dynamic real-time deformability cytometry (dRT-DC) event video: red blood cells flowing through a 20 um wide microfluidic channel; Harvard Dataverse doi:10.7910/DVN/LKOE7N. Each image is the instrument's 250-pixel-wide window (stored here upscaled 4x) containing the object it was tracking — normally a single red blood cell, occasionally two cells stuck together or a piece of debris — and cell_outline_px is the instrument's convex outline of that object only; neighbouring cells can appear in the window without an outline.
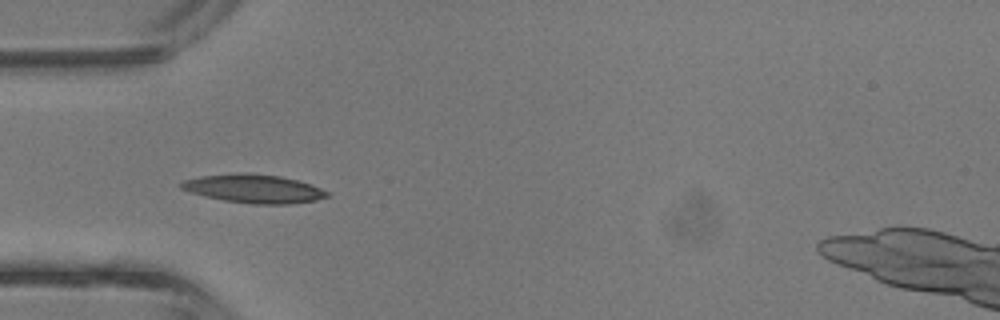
{"species": "common noctule bat (a hibernating species)", "species_latin": "Nyctalus noctula", "temperature_condition": "room temperature", "stored_images_in_passage": 34, "segment_of_instrument_passage": [1, 2], "camera_frame_rate_fps": 3000, "um_per_image_px": 0.085, "animal": {"sex": "male", "body_mass_g": 13.3}, "frame": {"image": 1, "passage_image": 4, "time_ms": 1.0, "image_size_px": [1000, 320], "cell_outline_px": [[332, 196], [316, 200], [292, 204], [256, 204], [224, 200], [204, 196], [180, 188], [180, 184], [184, 180], [200, 176], [244, 172], [280, 176], [312, 184], [328, 192]], "centroid_in_image_um": [21.61, 16.04], "position_along_channel_um": 63.4, "area_um2": 24.22}}
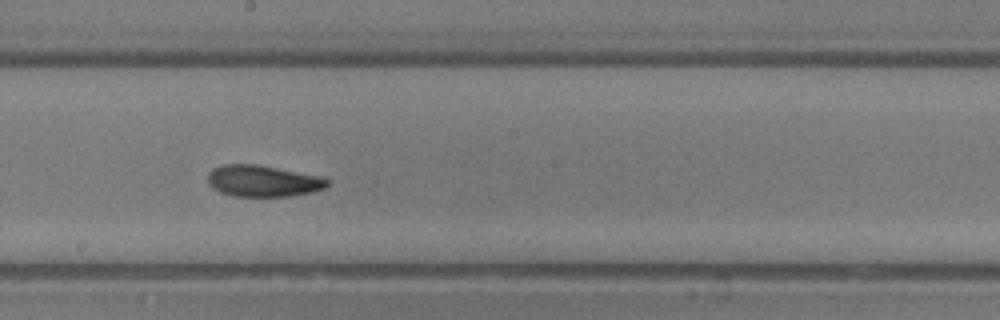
{"frame": {"image": 2, "passage_image": 14, "time_ms": 4.333, "image_size_px": [1000, 320], "cell_outline_px": [[328, 184], [324, 188], [312, 192], [288, 196], [232, 196], [220, 192], [212, 188], [208, 184], [208, 172], [212, 168], [224, 164], [256, 164], [320, 176], [328, 180]], "centroid_in_image_um": [22.3, 15.38], "position_along_channel_um": 225.9, "area_um2": 21.85}}
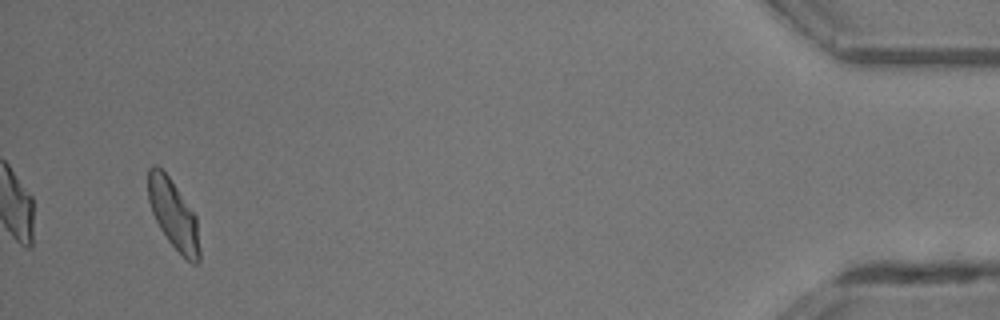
{"frame": {"image": 3, "passage_image": 31, "time_ms": 10.0, "image_size_px": [1000, 320], "cell_outline_px": [[200, 260], [196, 264], [192, 264], [168, 240], [160, 228], [152, 212], [148, 200], [148, 168], [152, 164], [156, 164], [168, 176], [196, 216], [200, 252]], "centroid_in_image_um": [14.73, 18.21], "position_along_channel_um": 420.5, "area_um2": 20.4}}